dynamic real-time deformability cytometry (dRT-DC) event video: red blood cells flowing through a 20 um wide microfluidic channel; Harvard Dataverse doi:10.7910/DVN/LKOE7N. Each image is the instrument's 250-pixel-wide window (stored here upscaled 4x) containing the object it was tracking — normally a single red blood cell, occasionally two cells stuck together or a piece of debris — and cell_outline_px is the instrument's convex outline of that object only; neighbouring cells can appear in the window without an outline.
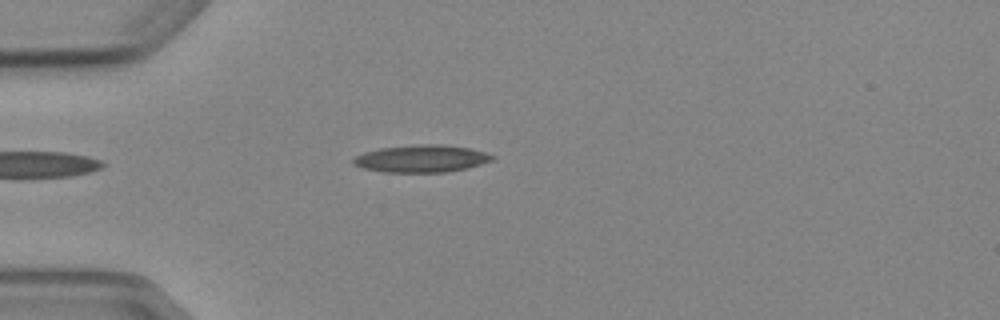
{"species": "Egyptian fruit bat (a non-hibernating species)", "species_latin": "Rousettus aegyptiacus", "temperature_condition": "cold", "stored_images_in_passage": 5, "camera_frame_rate_fps": 3000, "um_per_image_px": 0.085, "animal": {"sex": "female"}, "frame": {"image": 1, "passage_image": 4, "time_ms": 4.333, "image_size_px": [1000, 320], "cell_outline_px": [[496, 156], [492, 160], [468, 168], [444, 172], [384, 172], [364, 168], [352, 164], [352, 160], [356, 156], [364, 152], [380, 148], [412, 144], [440, 144], [468, 148], [484, 152]], "centroid_in_image_um": [35.8, 13.48], "position_along_channel_um": 49.2, "area_um2": 22.08}}